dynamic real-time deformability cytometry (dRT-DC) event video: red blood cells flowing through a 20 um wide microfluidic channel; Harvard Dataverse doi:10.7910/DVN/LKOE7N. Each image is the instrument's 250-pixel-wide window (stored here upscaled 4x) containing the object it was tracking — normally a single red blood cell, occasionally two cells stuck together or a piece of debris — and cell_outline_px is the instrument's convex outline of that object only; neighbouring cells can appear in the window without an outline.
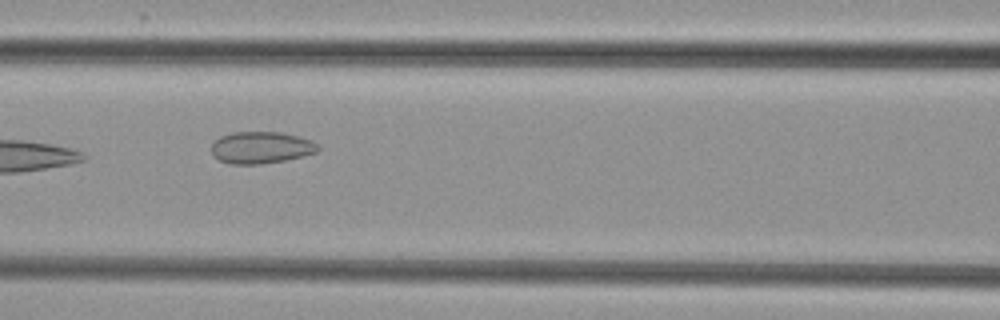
{"species": "common noctule bat (a hibernating species)", "species_latin": "Nyctalus noctula", "temperature_condition": "cold", "stored_images_in_passage": 7, "camera_frame_rate_fps": 3000, "um_per_image_px": 0.085, "animal": {"sex": "female", "body_mass_g": 29.2, "forearm_length_mm": 56.3}, "frame": {"image": 1, "passage_image": 3, "time_ms": 2.333, "image_size_px": [1000, 320], "cell_outline_px": [[320, 148], [316, 152], [304, 156], [284, 160], [260, 164], [228, 164], [212, 156], [212, 144], [220, 136], [232, 132], [280, 132], [300, 136], [312, 140]], "centroid_in_image_um": [22.19, 12.54], "position_along_channel_um": 144.4, "area_um2": 19.88}}
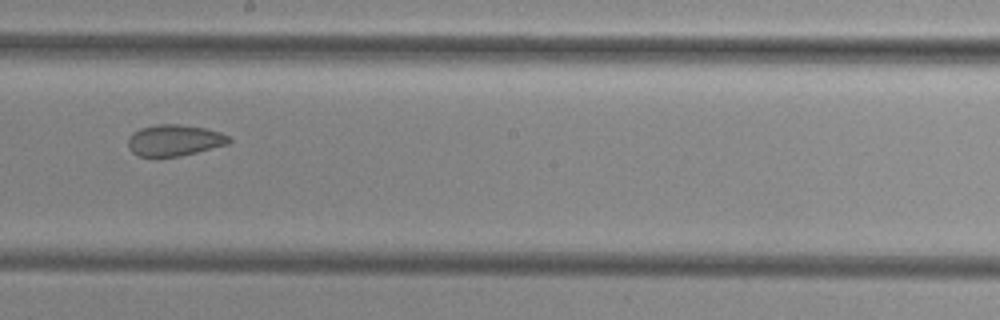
{"frame": {"image": 2, "passage_image": 5, "time_ms": 4.667, "image_size_px": [1000, 320], "cell_outline_px": [[232, 140], [228, 144], [180, 156], [156, 160], [140, 156], [132, 152], [128, 148], [128, 136], [132, 132], [140, 128], [156, 124], [180, 124], [204, 128], [220, 132], [228, 136]], "centroid_in_image_um": [14.76, 11.96], "position_along_channel_um": 233.4, "area_um2": 18.96}}
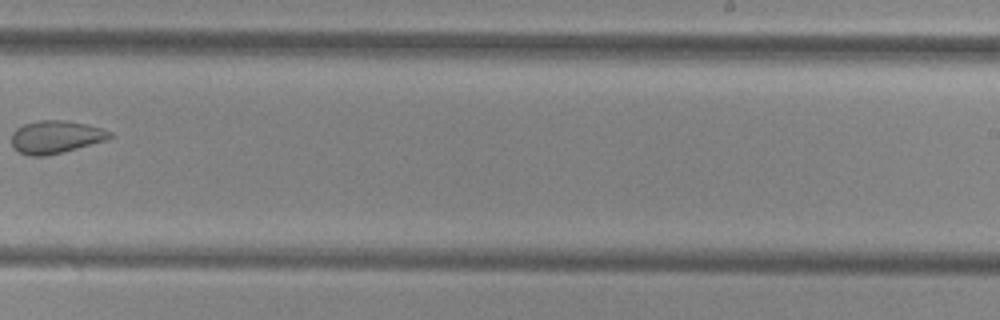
{"frame": {"image": 3, "passage_image": 6, "time_ms": 6.0, "image_size_px": [1000, 320], "cell_outline_px": [[112, 136], [108, 140], [44, 156], [28, 156], [12, 148], [12, 132], [16, 128], [24, 124], [36, 120], [64, 120], [88, 124], [112, 132]], "centroid_in_image_um": [4.71, 11.63], "position_along_channel_um": 284.3, "area_um2": 18.79}}